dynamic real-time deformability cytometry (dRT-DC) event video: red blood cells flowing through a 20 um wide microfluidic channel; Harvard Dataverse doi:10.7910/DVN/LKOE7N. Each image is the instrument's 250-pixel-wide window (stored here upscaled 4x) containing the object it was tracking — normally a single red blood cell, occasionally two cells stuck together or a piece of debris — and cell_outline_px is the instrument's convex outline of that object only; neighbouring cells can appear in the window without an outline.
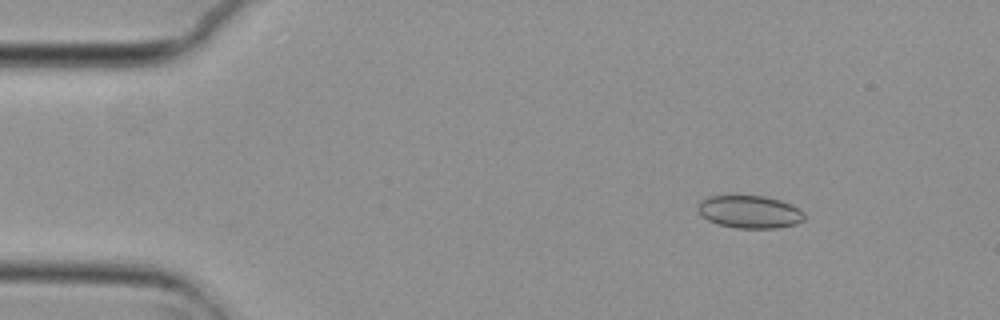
{"species": "common noctule bat (a hibernating species)", "species_latin": "Nyctalus noctula", "temperature_condition": "cold", "stored_images_in_passage": 14, "camera_frame_rate_fps": 3000, "um_per_image_px": 0.085, "animal": {"sex": "female", "body_mass_g": 29.2, "forearm_length_mm": 56.3}, "frame": {"image": 1, "passage_image": 8, "time_ms": 2.333, "image_size_px": [1000, 320], "cell_outline_px": [[804, 220], [796, 224], [776, 228], [736, 228], [720, 224], [708, 220], [700, 216], [696, 208], [696, 204], [700, 200], [708, 196], [764, 196], [780, 200], [792, 204], [800, 208], [804, 212]], "centroid_in_image_um": [63.7, 18.0], "position_along_channel_um": 21.3, "area_um2": 20.52}}